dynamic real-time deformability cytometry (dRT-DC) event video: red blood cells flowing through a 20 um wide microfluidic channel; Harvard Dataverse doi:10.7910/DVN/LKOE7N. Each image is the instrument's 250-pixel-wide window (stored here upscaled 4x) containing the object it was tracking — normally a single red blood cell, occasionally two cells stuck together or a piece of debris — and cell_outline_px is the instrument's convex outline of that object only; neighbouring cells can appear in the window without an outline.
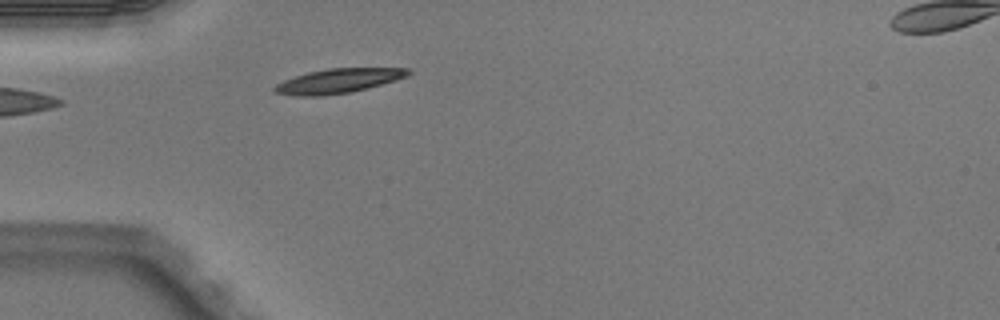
{"species": "Egyptian fruit bat (a non-hibernating species)", "species_latin": "Rousettus aegyptiacus", "temperature_condition": "warm", "stored_images_in_passage": 3, "segment_of_instrument_passage": [1, 2], "camera_frame_rate_fps": 3000, "um_per_image_px": 0.085, "animal": {"sex": "male"}, "frame": {"image": 1, "passage_image": 2, "time_ms": 0.333, "image_size_px": [1000, 320], "cell_outline_px": [[412, 72], [408, 76], [396, 80], [352, 92], [320, 96], [296, 96], [272, 92], [272, 88], [276, 84], [284, 80], [308, 72], [328, 68], [412, 68]], "centroid_in_image_um": [28.75, 6.88], "position_along_channel_um": 56.2, "area_um2": 19.13}}